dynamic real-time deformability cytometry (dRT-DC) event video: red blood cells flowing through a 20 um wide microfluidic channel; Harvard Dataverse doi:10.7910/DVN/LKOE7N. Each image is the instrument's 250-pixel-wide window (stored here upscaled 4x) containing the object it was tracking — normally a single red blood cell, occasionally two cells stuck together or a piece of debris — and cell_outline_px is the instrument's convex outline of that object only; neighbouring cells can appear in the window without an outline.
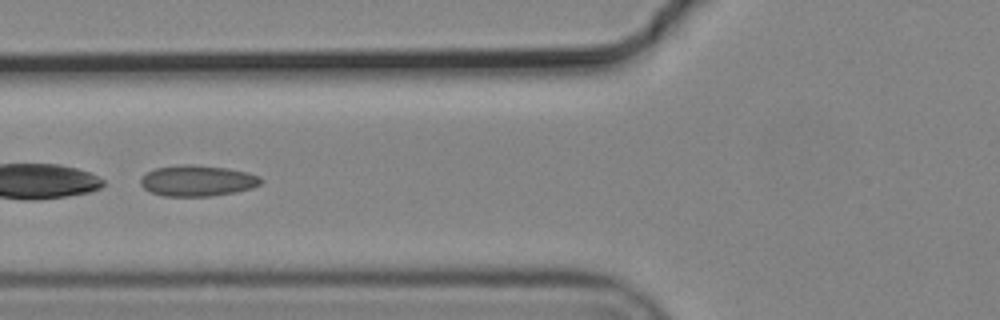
{"species": "common noctule bat (a hibernating species)", "species_latin": "Nyctalus noctula", "temperature_condition": "cold", "stored_images_in_passage": 10, "camera_frame_rate_fps": 3000, "um_per_image_px": 0.085, "animal": {"sex": "male", "body_mass_g": 19.2, "forearm_length_mm": 51.8}, "frame": {"image": 1, "passage_image": 6, "time_ms": 1.667, "image_size_px": [1000, 320], "cell_outline_px": [[264, 180], [260, 184], [252, 188], [236, 192], [212, 196], [164, 196], [152, 192], [144, 188], [140, 184], [140, 180], [148, 172], [156, 168], [180, 164], [192, 164], [228, 168], [248, 172], [260, 176]], "centroid_in_image_um": [16.83, 15.36], "position_along_channel_um": 109.0, "area_um2": 21.79}}
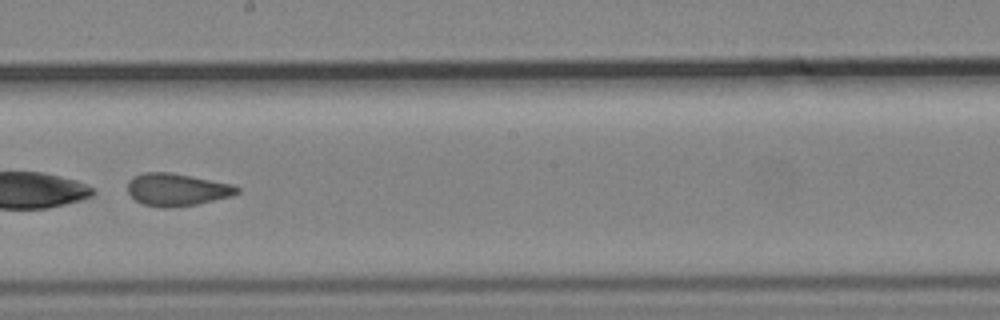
{"frame": {"image": 2, "passage_image": 9, "time_ms": 2.667, "image_size_px": [1000, 320], "cell_outline_px": [[240, 192], [232, 196], [196, 204], [168, 208], [160, 208], [144, 204], [136, 200], [128, 192], [128, 180], [132, 176], [144, 172], [172, 172], [232, 184], [240, 188]], "centroid_in_image_um": [15.03, 16.11], "position_along_channel_um": 233.2, "area_um2": 20.81}}
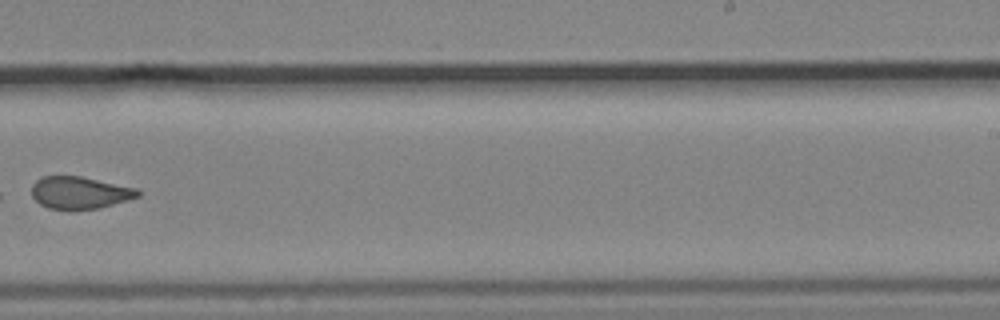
{"frame": {"image": 3, "passage_image": 10, "time_ms": 3.0, "image_size_px": [1000, 320], "cell_outline_px": [[140, 196], [128, 200], [100, 208], [72, 212], [64, 212], [48, 208], [40, 204], [32, 196], [32, 184], [36, 180], [44, 176], [80, 176], [136, 188], [140, 192]], "centroid_in_image_um": [6.75, 16.42], "position_along_channel_um": 282.3, "area_um2": 20.46}}